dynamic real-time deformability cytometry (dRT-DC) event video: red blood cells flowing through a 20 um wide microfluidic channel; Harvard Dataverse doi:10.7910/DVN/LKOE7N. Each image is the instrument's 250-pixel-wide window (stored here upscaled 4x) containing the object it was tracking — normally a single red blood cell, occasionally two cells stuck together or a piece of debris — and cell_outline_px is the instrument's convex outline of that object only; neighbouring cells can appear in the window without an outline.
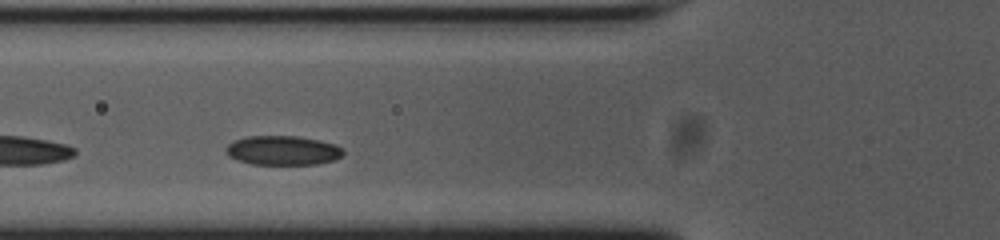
{"species": "common noctule bat (a hibernating species)", "species_latin": "Nyctalus noctula", "temperature_condition": "cold", "stored_images_in_passage": 32, "camera_frame_rate_fps": 3000, "um_per_image_px": 0.085, "animal": {"sex": "female", "body_mass_g": 23.0, "forearm_length_mm": 53.4}, "frame": {"image": 1, "passage_image": 8, "time_ms": 2.333, "image_size_px": [1000, 240], "cell_outline_px": [[344, 152], [336, 160], [316, 164], [252, 164], [236, 160], [228, 156], [224, 152], [224, 148], [228, 144], [236, 140], [248, 136], [296, 136], [320, 140], [336, 144], [344, 148]], "centroid_in_image_um": [24.03, 12.78], "position_along_channel_um": 101.8, "area_um2": 20.23}}
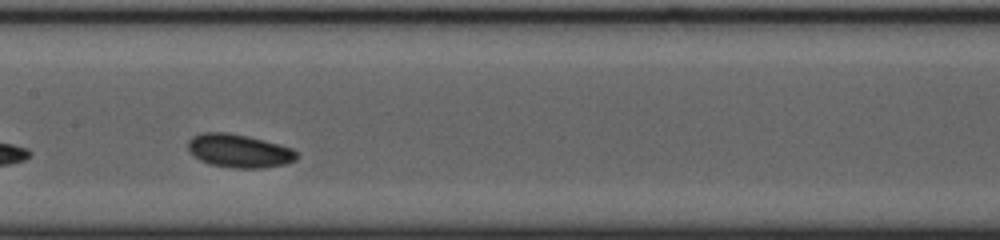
{"frame": {"image": 2, "passage_image": 15, "time_ms": 4.667, "image_size_px": [1000, 240], "cell_outline_px": [[300, 156], [296, 160], [284, 164], [264, 168], [228, 168], [208, 164], [200, 160], [188, 148], [188, 140], [192, 136], [204, 132], [224, 132], [244, 136], [292, 148]], "centroid_in_image_um": [20.31, 12.84], "position_along_channel_um": 187.1, "area_um2": 20.92}}
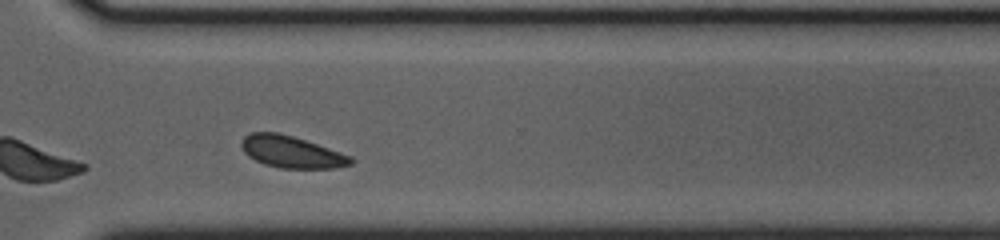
{"frame": {"image": 3, "passage_image": 28, "time_ms": 9.0, "image_size_px": [1000, 240], "cell_outline_px": [[356, 160], [352, 164], [336, 168], [280, 168], [264, 164], [248, 156], [244, 152], [240, 144], [240, 140], [244, 136], [252, 132], [276, 132], [292, 136], [352, 156]], "centroid_in_image_um": [24.77, 12.92], "position_along_channel_um": 345.8, "area_um2": 20.29}, "authors_computed_cell_mechanics": {"area_um2": 20.2878, "velocity_mm_per_s": 3.6545, "shape_relaxation_time_tau1_ms": null, "shape_relaxation_time_tau2_ms": 7.0051, "deformation_change_tau1": null, "deformation_change_tau2": 0.0883}}